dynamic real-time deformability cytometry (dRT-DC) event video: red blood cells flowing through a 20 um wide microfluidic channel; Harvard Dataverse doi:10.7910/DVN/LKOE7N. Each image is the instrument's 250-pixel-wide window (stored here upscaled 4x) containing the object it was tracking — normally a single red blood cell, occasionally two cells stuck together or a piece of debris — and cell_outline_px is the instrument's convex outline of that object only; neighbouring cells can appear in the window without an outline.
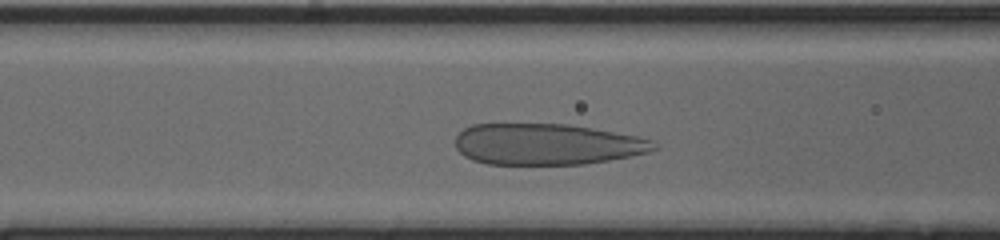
{"species": "human", "species_latin": "Homo sapiens", "temperature_condition": "cold", "stored_images_in_passage": 30, "camera_frame_rate_fps": 3000, "um_per_image_px": 0.085, "donor": {"sex": "male"}, "frame": {"image": 1, "passage_image": 9, "time_ms": 2.667, "image_size_px": [1000, 240], "cell_outline_px": [[656, 148], [648, 152], [608, 160], [584, 164], [488, 164], [472, 160], [464, 156], [456, 148], [456, 136], [464, 128], [472, 124], [568, 124], [592, 128], [636, 136], [652, 140], [656, 144]], "centroid_in_image_um": [46.44, 12.26], "position_along_channel_um": 120.2, "area_um2": 47.45}}
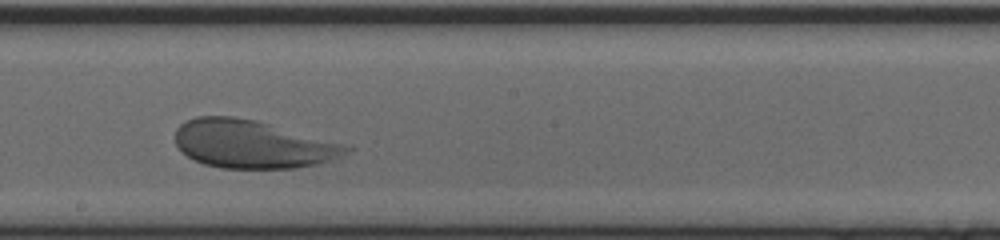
{"frame": {"image": 2, "passage_image": 17, "time_ms": 5.333, "image_size_px": [1000, 240], "cell_outline_px": [[352, 148], [348, 152], [332, 160], [320, 164], [296, 168], [220, 168], [204, 164], [180, 152], [176, 144], [176, 128], [184, 120], [196, 116], [232, 116], [256, 120], [352, 144]], "centroid_in_image_um": [21.52, 12.24], "position_along_channel_um": 226.7, "area_um2": 48.73}}
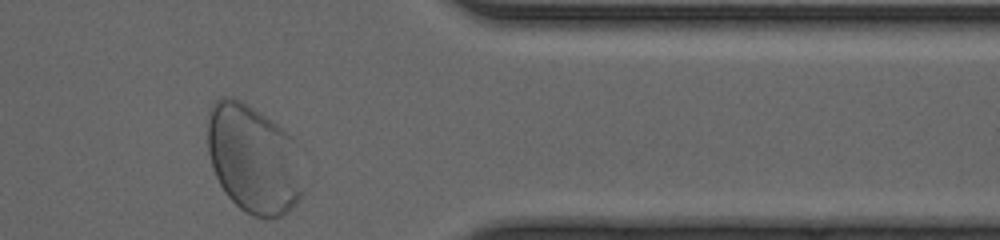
{"frame": {"image": 3, "passage_image": 30, "time_ms": 9.667, "image_size_px": [1000, 240], "cell_outline_px": [[304, 192], [300, 200], [288, 212], [272, 220], [268, 220], [252, 216], [240, 208], [224, 192], [212, 168], [208, 152], [208, 116], [212, 104], [220, 96], [228, 96], [240, 100], [248, 104], [276, 124], [292, 136], [304, 188]], "centroid_in_image_um": [21.53, 13.55], "position_along_channel_um": 389.9, "area_um2": 60.75}}